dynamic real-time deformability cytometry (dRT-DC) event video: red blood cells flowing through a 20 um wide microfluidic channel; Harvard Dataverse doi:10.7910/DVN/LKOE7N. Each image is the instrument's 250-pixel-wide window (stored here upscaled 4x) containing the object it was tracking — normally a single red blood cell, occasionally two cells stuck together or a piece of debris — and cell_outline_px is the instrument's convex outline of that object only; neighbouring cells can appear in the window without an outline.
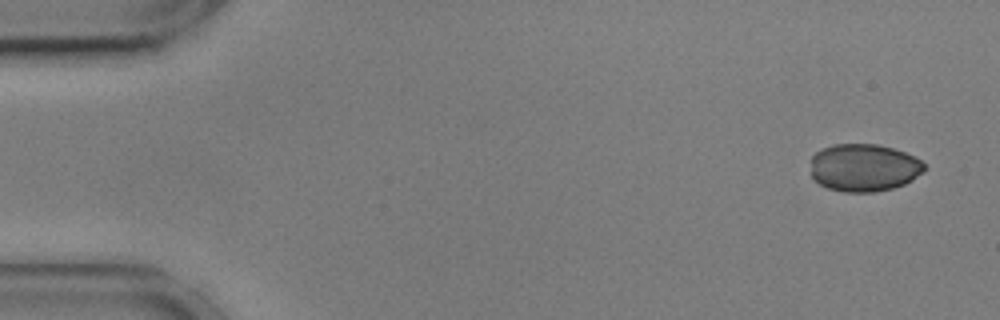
{"species": "common noctule bat (a hibernating species)", "species_latin": "Nyctalus noctula", "temperature_condition": "cold", "stored_images_in_passage": 53, "camera_frame_rate_fps": 3000, "um_per_image_px": 0.085, "animal": {"sex": "male", "body_mass_g": 17.9, "forearm_length_mm": 54.2}, "frame": {"image": 1, "passage_image": 1, "time_ms": 0.0, "image_size_px": [1000, 320], "cell_outline_px": [[924, 172], [912, 180], [904, 184], [892, 188], [876, 192], [844, 192], [828, 188], [812, 180], [812, 156], [816, 152], [832, 144], [876, 144], [892, 148], [904, 152], [920, 160], [924, 164]], "centroid_in_image_um": [73.42, 14.26], "position_along_channel_um": 11.6, "area_um2": 31.56}}
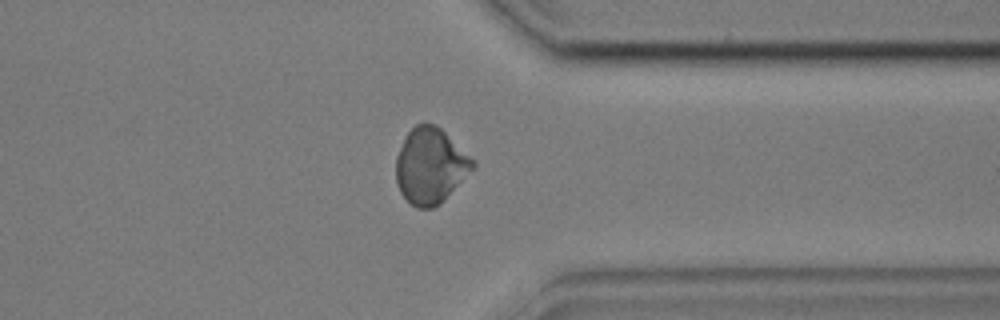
{"frame": {"image": 2, "passage_image": 41, "time_ms": 13.333, "image_size_px": [1000, 320], "cell_outline_px": [[476, 168], [440, 204], [432, 208], [416, 208], [400, 192], [396, 180], [396, 156], [408, 132], [416, 124], [424, 120], [436, 124], [476, 160]], "centroid_in_image_um": [36.62, 14.07], "position_along_channel_um": 374.8, "area_um2": 34.28}}
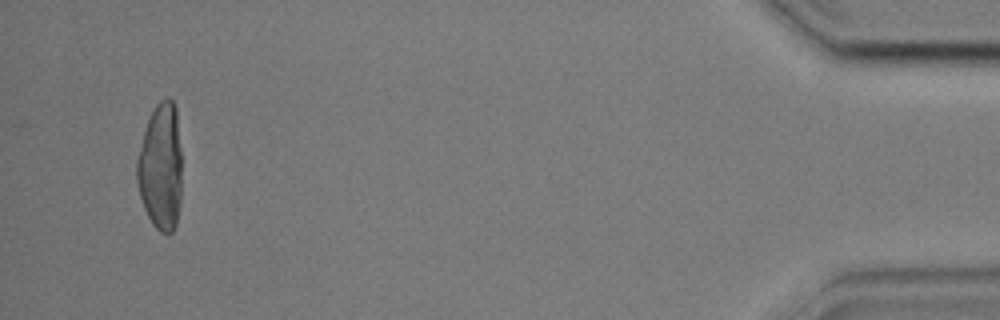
{"frame": {"image": 3, "passage_image": 51, "time_ms": 16.667, "image_size_px": [1000, 320], "cell_outline_px": [[180, 204], [176, 224], [172, 232], [168, 236], [160, 232], [152, 224], [144, 208], [140, 196], [136, 180], [136, 160], [144, 132], [148, 120], [156, 104], [160, 100], [168, 96], [172, 100], [176, 108], [180, 148]], "centroid_in_image_um": [13.65, 14.21], "position_along_channel_um": 421.6, "area_um2": 33.29}}